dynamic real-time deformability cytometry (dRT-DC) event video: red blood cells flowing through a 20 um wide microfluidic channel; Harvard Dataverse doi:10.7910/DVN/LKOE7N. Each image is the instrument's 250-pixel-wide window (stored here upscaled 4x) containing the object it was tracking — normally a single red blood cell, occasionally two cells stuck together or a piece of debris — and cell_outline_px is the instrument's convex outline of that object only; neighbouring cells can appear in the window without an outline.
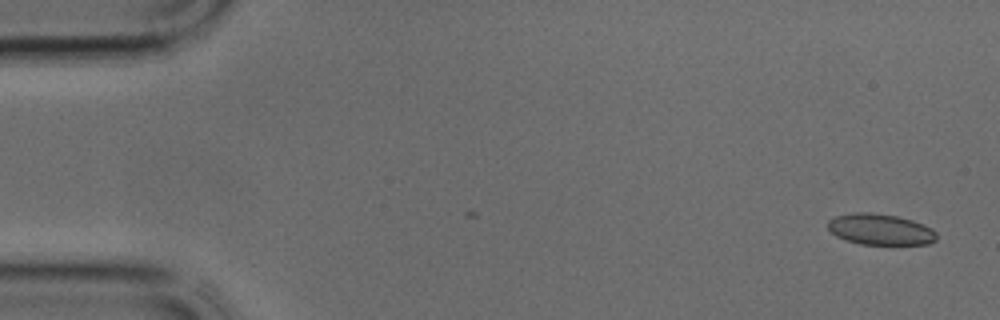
{"species": "common noctule bat (a hibernating species)", "species_latin": "Nyctalus noctula", "temperature_condition": "cold", "stored_images_in_passage": 2, "camera_frame_rate_fps": 3000, "um_per_image_px": 0.085, "animal": {"sex": "male", "body_mass_g": 17.9, "forearm_length_mm": 54.2}, "frame": {"image": 1, "passage_image": 2, "time_ms": 0.333, "image_size_px": [1000, 320], "cell_outline_px": [[936, 240], [928, 244], [860, 244], [836, 236], [828, 228], [828, 220], [836, 216], [852, 212], [868, 212], [896, 216], [912, 220], [924, 224], [932, 228], [936, 232]], "centroid_in_image_um": [74.83, 19.49], "position_along_channel_um": 10.2, "area_um2": 19.59}}